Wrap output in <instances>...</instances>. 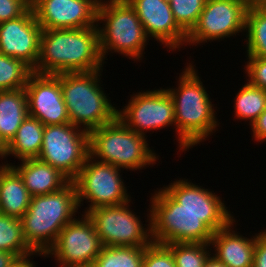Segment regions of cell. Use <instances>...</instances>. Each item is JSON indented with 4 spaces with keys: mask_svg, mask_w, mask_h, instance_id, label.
Returning a JSON list of instances; mask_svg holds the SVG:
<instances>
[{
    "mask_svg": "<svg viewBox=\"0 0 266 267\" xmlns=\"http://www.w3.org/2000/svg\"><path fill=\"white\" fill-rule=\"evenodd\" d=\"M203 267H227L222 262L218 261L212 254L207 258Z\"/></svg>",
    "mask_w": 266,
    "mask_h": 267,
    "instance_id": "37",
    "label": "cell"
},
{
    "mask_svg": "<svg viewBox=\"0 0 266 267\" xmlns=\"http://www.w3.org/2000/svg\"><path fill=\"white\" fill-rule=\"evenodd\" d=\"M249 6L266 7V0H248Z\"/></svg>",
    "mask_w": 266,
    "mask_h": 267,
    "instance_id": "39",
    "label": "cell"
},
{
    "mask_svg": "<svg viewBox=\"0 0 266 267\" xmlns=\"http://www.w3.org/2000/svg\"><path fill=\"white\" fill-rule=\"evenodd\" d=\"M0 159H4V156H3V149L0 147Z\"/></svg>",
    "mask_w": 266,
    "mask_h": 267,
    "instance_id": "40",
    "label": "cell"
},
{
    "mask_svg": "<svg viewBox=\"0 0 266 267\" xmlns=\"http://www.w3.org/2000/svg\"><path fill=\"white\" fill-rule=\"evenodd\" d=\"M101 0H31L42 30L80 29L97 25Z\"/></svg>",
    "mask_w": 266,
    "mask_h": 267,
    "instance_id": "15",
    "label": "cell"
},
{
    "mask_svg": "<svg viewBox=\"0 0 266 267\" xmlns=\"http://www.w3.org/2000/svg\"><path fill=\"white\" fill-rule=\"evenodd\" d=\"M253 267H266V230L256 235Z\"/></svg>",
    "mask_w": 266,
    "mask_h": 267,
    "instance_id": "34",
    "label": "cell"
},
{
    "mask_svg": "<svg viewBox=\"0 0 266 267\" xmlns=\"http://www.w3.org/2000/svg\"><path fill=\"white\" fill-rule=\"evenodd\" d=\"M146 139L116 118L89 132V156L101 163L112 164L122 171L142 170L150 165L153 167L159 157L149 147Z\"/></svg>",
    "mask_w": 266,
    "mask_h": 267,
    "instance_id": "6",
    "label": "cell"
},
{
    "mask_svg": "<svg viewBox=\"0 0 266 267\" xmlns=\"http://www.w3.org/2000/svg\"><path fill=\"white\" fill-rule=\"evenodd\" d=\"M120 173L121 169L112 164L101 163L90 156L86 158L73 180L79 208L83 206L84 200L90 203L83 214L95 208L132 201Z\"/></svg>",
    "mask_w": 266,
    "mask_h": 267,
    "instance_id": "10",
    "label": "cell"
},
{
    "mask_svg": "<svg viewBox=\"0 0 266 267\" xmlns=\"http://www.w3.org/2000/svg\"><path fill=\"white\" fill-rule=\"evenodd\" d=\"M0 251L11 252L19 259L37 256L25 241L19 218L0 213Z\"/></svg>",
    "mask_w": 266,
    "mask_h": 267,
    "instance_id": "26",
    "label": "cell"
},
{
    "mask_svg": "<svg viewBox=\"0 0 266 267\" xmlns=\"http://www.w3.org/2000/svg\"><path fill=\"white\" fill-rule=\"evenodd\" d=\"M253 138L257 142H266V109L251 124Z\"/></svg>",
    "mask_w": 266,
    "mask_h": 267,
    "instance_id": "35",
    "label": "cell"
},
{
    "mask_svg": "<svg viewBox=\"0 0 266 267\" xmlns=\"http://www.w3.org/2000/svg\"><path fill=\"white\" fill-rule=\"evenodd\" d=\"M98 26L42 30L40 54L33 72L58 75L103 69Z\"/></svg>",
    "mask_w": 266,
    "mask_h": 267,
    "instance_id": "1",
    "label": "cell"
},
{
    "mask_svg": "<svg viewBox=\"0 0 266 267\" xmlns=\"http://www.w3.org/2000/svg\"><path fill=\"white\" fill-rule=\"evenodd\" d=\"M177 24L188 34L196 25L206 0H168Z\"/></svg>",
    "mask_w": 266,
    "mask_h": 267,
    "instance_id": "30",
    "label": "cell"
},
{
    "mask_svg": "<svg viewBox=\"0 0 266 267\" xmlns=\"http://www.w3.org/2000/svg\"><path fill=\"white\" fill-rule=\"evenodd\" d=\"M6 162L19 173L31 196L59 191L69 182L57 169L38 158L22 160L17 166Z\"/></svg>",
    "mask_w": 266,
    "mask_h": 267,
    "instance_id": "20",
    "label": "cell"
},
{
    "mask_svg": "<svg viewBox=\"0 0 266 267\" xmlns=\"http://www.w3.org/2000/svg\"><path fill=\"white\" fill-rule=\"evenodd\" d=\"M157 190L149 204L153 242L210 243L214 232L196 213L185 210L163 188Z\"/></svg>",
    "mask_w": 266,
    "mask_h": 267,
    "instance_id": "7",
    "label": "cell"
},
{
    "mask_svg": "<svg viewBox=\"0 0 266 267\" xmlns=\"http://www.w3.org/2000/svg\"><path fill=\"white\" fill-rule=\"evenodd\" d=\"M245 32L246 57L266 58V7L249 6Z\"/></svg>",
    "mask_w": 266,
    "mask_h": 267,
    "instance_id": "24",
    "label": "cell"
},
{
    "mask_svg": "<svg viewBox=\"0 0 266 267\" xmlns=\"http://www.w3.org/2000/svg\"><path fill=\"white\" fill-rule=\"evenodd\" d=\"M130 202L92 209L86 214L92 220L103 246L146 247L153 242L151 209L143 226L140 216L131 210ZM145 227V228H144Z\"/></svg>",
    "mask_w": 266,
    "mask_h": 267,
    "instance_id": "9",
    "label": "cell"
},
{
    "mask_svg": "<svg viewBox=\"0 0 266 267\" xmlns=\"http://www.w3.org/2000/svg\"><path fill=\"white\" fill-rule=\"evenodd\" d=\"M20 259L11 252L0 251V267H12Z\"/></svg>",
    "mask_w": 266,
    "mask_h": 267,
    "instance_id": "36",
    "label": "cell"
},
{
    "mask_svg": "<svg viewBox=\"0 0 266 267\" xmlns=\"http://www.w3.org/2000/svg\"><path fill=\"white\" fill-rule=\"evenodd\" d=\"M32 257L20 259L15 265L12 267H36L35 262L32 260Z\"/></svg>",
    "mask_w": 266,
    "mask_h": 267,
    "instance_id": "38",
    "label": "cell"
},
{
    "mask_svg": "<svg viewBox=\"0 0 266 267\" xmlns=\"http://www.w3.org/2000/svg\"><path fill=\"white\" fill-rule=\"evenodd\" d=\"M0 165V213L21 219L26 213L31 195L19 173L11 166Z\"/></svg>",
    "mask_w": 266,
    "mask_h": 267,
    "instance_id": "21",
    "label": "cell"
},
{
    "mask_svg": "<svg viewBox=\"0 0 266 267\" xmlns=\"http://www.w3.org/2000/svg\"><path fill=\"white\" fill-rule=\"evenodd\" d=\"M234 117L249 121V125L266 109V89L251 85L247 80L235 96Z\"/></svg>",
    "mask_w": 266,
    "mask_h": 267,
    "instance_id": "25",
    "label": "cell"
},
{
    "mask_svg": "<svg viewBox=\"0 0 266 267\" xmlns=\"http://www.w3.org/2000/svg\"><path fill=\"white\" fill-rule=\"evenodd\" d=\"M142 267H176V264L165 244L152 242L145 247Z\"/></svg>",
    "mask_w": 266,
    "mask_h": 267,
    "instance_id": "31",
    "label": "cell"
},
{
    "mask_svg": "<svg viewBox=\"0 0 266 267\" xmlns=\"http://www.w3.org/2000/svg\"><path fill=\"white\" fill-rule=\"evenodd\" d=\"M102 247L92 220L81 214L62 228L44 258H55L58 267H92Z\"/></svg>",
    "mask_w": 266,
    "mask_h": 267,
    "instance_id": "12",
    "label": "cell"
},
{
    "mask_svg": "<svg viewBox=\"0 0 266 267\" xmlns=\"http://www.w3.org/2000/svg\"><path fill=\"white\" fill-rule=\"evenodd\" d=\"M102 72L103 69L59 74L70 123L87 132L117 118V107L100 86Z\"/></svg>",
    "mask_w": 266,
    "mask_h": 267,
    "instance_id": "4",
    "label": "cell"
},
{
    "mask_svg": "<svg viewBox=\"0 0 266 267\" xmlns=\"http://www.w3.org/2000/svg\"><path fill=\"white\" fill-rule=\"evenodd\" d=\"M24 89L29 116L38 119L44 126L70 123L59 74L33 72Z\"/></svg>",
    "mask_w": 266,
    "mask_h": 267,
    "instance_id": "16",
    "label": "cell"
},
{
    "mask_svg": "<svg viewBox=\"0 0 266 267\" xmlns=\"http://www.w3.org/2000/svg\"><path fill=\"white\" fill-rule=\"evenodd\" d=\"M28 116L24 88L0 91V147L4 149L15 137L17 129Z\"/></svg>",
    "mask_w": 266,
    "mask_h": 267,
    "instance_id": "22",
    "label": "cell"
},
{
    "mask_svg": "<svg viewBox=\"0 0 266 267\" xmlns=\"http://www.w3.org/2000/svg\"><path fill=\"white\" fill-rule=\"evenodd\" d=\"M89 156V132L71 123L46 125L38 159L73 181Z\"/></svg>",
    "mask_w": 266,
    "mask_h": 267,
    "instance_id": "8",
    "label": "cell"
},
{
    "mask_svg": "<svg viewBox=\"0 0 266 267\" xmlns=\"http://www.w3.org/2000/svg\"><path fill=\"white\" fill-rule=\"evenodd\" d=\"M145 247L103 246L92 267H142Z\"/></svg>",
    "mask_w": 266,
    "mask_h": 267,
    "instance_id": "27",
    "label": "cell"
},
{
    "mask_svg": "<svg viewBox=\"0 0 266 267\" xmlns=\"http://www.w3.org/2000/svg\"><path fill=\"white\" fill-rule=\"evenodd\" d=\"M248 8V0H206L196 25L187 34L186 46L221 41L245 32Z\"/></svg>",
    "mask_w": 266,
    "mask_h": 267,
    "instance_id": "11",
    "label": "cell"
},
{
    "mask_svg": "<svg viewBox=\"0 0 266 267\" xmlns=\"http://www.w3.org/2000/svg\"><path fill=\"white\" fill-rule=\"evenodd\" d=\"M44 125L36 118L27 116L17 129L15 137L3 149L4 160L12 155L19 159L38 158L43 140Z\"/></svg>",
    "mask_w": 266,
    "mask_h": 267,
    "instance_id": "23",
    "label": "cell"
},
{
    "mask_svg": "<svg viewBox=\"0 0 266 267\" xmlns=\"http://www.w3.org/2000/svg\"><path fill=\"white\" fill-rule=\"evenodd\" d=\"M245 64L246 80L253 86L266 89V58L247 57Z\"/></svg>",
    "mask_w": 266,
    "mask_h": 267,
    "instance_id": "32",
    "label": "cell"
},
{
    "mask_svg": "<svg viewBox=\"0 0 266 267\" xmlns=\"http://www.w3.org/2000/svg\"><path fill=\"white\" fill-rule=\"evenodd\" d=\"M31 7V0H0V23L22 16Z\"/></svg>",
    "mask_w": 266,
    "mask_h": 267,
    "instance_id": "33",
    "label": "cell"
},
{
    "mask_svg": "<svg viewBox=\"0 0 266 267\" xmlns=\"http://www.w3.org/2000/svg\"><path fill=\"white\" fill-rule=\"evenodd\" d=\"M41 33L30 7L22 16L0 23V53L20 59L34 69L40 54Z\"/></svg>",
    "mask_w": 266,
    "mask_h": 267,
    "instance_id": "17",
    "label": "cell"
},
{
    "mask_svg": "<svg viewBox=\"0 0 266 267\" xmlns=\"http://www.w3.org/2000/svg\"><path fill=\"white\" fill-rule=\"evenodd\" d=\"M235 220L213 234L210 246L215 248L211 254L227 267H253L257 233L250 238L237 233L233 230Z\"/></svg>",
    "mask_w": 266,
    "mask_h": 267,
    "instance_id": "19",
    "label": "cell"
},
{
    "mask_svg": "<svg viewBox=\"0 0 266 267\" xmlns=\"http://www.w3.org/2000/svg\"><path fill=\"white\" fill-rule=\"evenodd\" d=\"M175 180L162 188L185 210L196 213L214 233L234 220V216L217 193L185 178Z\"/></svg>",
    "mask_w": 266,
    "mask_h": 267,
    "instance_id": "14",
    "label": "cell"
},
{
    "mask_svg": "<svg viewBox=\"0 0 266 267\" xmlns=\"http://www.w3.org/2000/svg\"><path fill=\"white\" fill-rule=\"evenodd\" d=\"M97 26L99 50L104 63L108 52L121 54L134 61L142 60L150 40L135 9L127 0H101Z\"/></svg>",
    "mask_w": 266,
    "mask_h": 267,
    "instance_id": "5",
    "label": "cell"
},
{
    "mask_svg": "<svg viewBox=\"0 0 266 267\" xmlns=\"http://www.w3.org/2000/svg\"><path fill=\"white\" fill-rule=\"evenodd\" d=\"M165 245L172 251L176 267H203L212 250L210 243H169Z\"/></svg>",
    "mask_w": 266,
    "mask_h": 267,
    "instance_id": "29",
    "label": "cell"
},
{
    "mask_svg": "<svg viewBox=\"0 0 266 267\" xmlns=\"http://www.w3.org/2000/svg\"><path fill=\"white\" fill-rule=\"evenodd\" d=\"M78 209L73 181L59 191L32 196L26 213L20 219L27 245L43 257L55 244L62 228L77 217Z\"/></svg>",
    "mask_w": 266,
    "mask_h": 267,
    "instance_id": "3",
    "label": "cell"
},
{
    "mask_svg": "<svg viewBox=\"0 0 266 267\" xmlns=\"http://www.w3.org/2000/svg\"><path fill=\"white\" fill-rule=\"evenodd\" d=\"M193 64L187 63L179 74L178 87L166 89L174 103L179 152L206 141L219 127L210 95Z\"/></svg>",
    "mask_w": 266,
    "mask_h": 267,
    "instance_id": "2",
    "label": "cell"
},
{
    "mask_svg": "<svg viewBox=\"0 0 266 267\" xmlns=\"http://www.w3.org/2000/svg\"><path fill=\"white\" fill-rule=\"evenodd\" d=\"M32 73L24 61L0 53V91L25 88Z\"/></svg>",
    "mask_w": 266,
    "mask_h": 267,
    "instance_id": "28",
    "label": "cell"
},
{
    "mask_svg": "<svg viewBox=\"0 0 266 267\" xmlns=\"http://www.w3.org/2000/svg\"><path fill=\"white\" fill-rule=\"evenodd\" d=\"M131 98L122 110L117 109V118L126 127L145 137L147 131L173 125L175 129L174 103L166 88L139 91Z\"/></svg>",
    "mask_w": 266,
    "mask_h": 267,
    "instance_id": "13",
    "label": "cell"
},
{
    "mask_svg": "<svg viewBox=\"0 0 266 267\" xmlns=\"http://www.w3.org/2000/svg\"><path fill=\"white\" fill-rule=\"evenodd\" d=\"M127 1L135 9L149 39L154 38L170 51L185 47L187 33L177 24L168 0Z\"/></svg>",
    "mask_w": 266,
    "mask_h": 267,
    "instance_id": "18",
    "label": "cell"
}]
</instances>
